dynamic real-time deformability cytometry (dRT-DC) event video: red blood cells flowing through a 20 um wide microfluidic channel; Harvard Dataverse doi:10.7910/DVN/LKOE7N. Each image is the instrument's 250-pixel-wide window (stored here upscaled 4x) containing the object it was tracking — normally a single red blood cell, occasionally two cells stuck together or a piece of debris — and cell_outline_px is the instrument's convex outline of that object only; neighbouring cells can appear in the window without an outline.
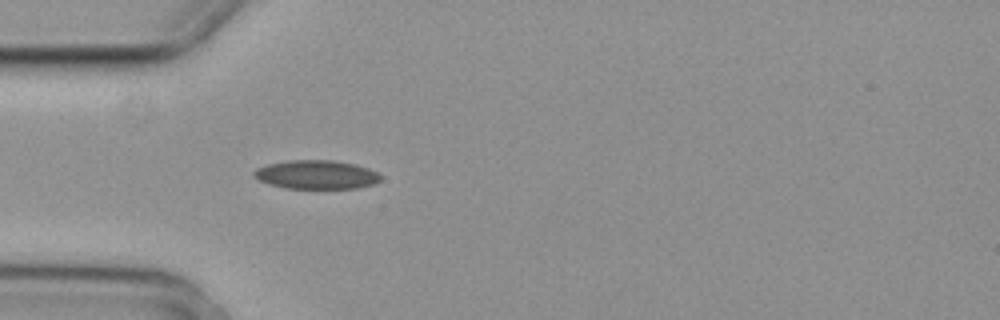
{"species": "common noctule bat (a hibernating species)", "species_latin": "Nyctalus noctula", "temperature_condition": "cold", "stored_images_in_passage": 4, "camera_frame_rate_fps": 3000, "um_per_image_px": 0.085, "animal": {"sex": "female", "body_mass_g": 29.2, "forearm_length_mm": 56.3}, "frame": {"image": 1, "passage_image": 4, "time_ms": 1.0, "image_size_px": [1000, 320], "cell_outline_px": [[380, 180], [372, 184], [356, 188], [284, 188], [268, 184], [252, 176], [252, 172], [256, 168], [268, 164], [288, 160], [332, 160], [356, 164], [368, 168], [376, 172], [380, 176]], "centroid_in_image_um": [26.84, 14.84], "position_along_channel_um": 58.2, "area_um2": 21.21}}